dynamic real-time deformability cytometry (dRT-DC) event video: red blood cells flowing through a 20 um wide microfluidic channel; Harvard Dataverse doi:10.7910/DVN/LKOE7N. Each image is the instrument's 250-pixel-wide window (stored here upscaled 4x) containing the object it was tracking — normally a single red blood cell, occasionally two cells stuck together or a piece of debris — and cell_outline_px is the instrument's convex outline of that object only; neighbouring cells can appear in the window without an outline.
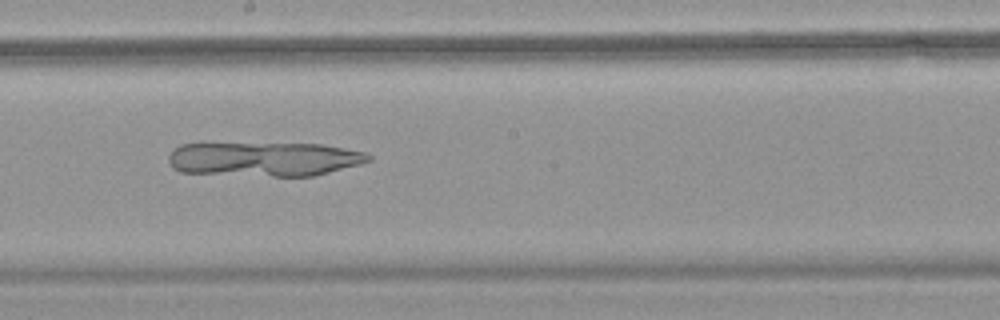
{"species": "common noctule bat (a hibernating species)", "species_latin": "Nyctalus noctula", "temperature_condition": "warm", "stored_images_in_passage": 56, "camera_frame_rate_fps": 3000, "um_per_image_px": 0.085, "animal": {"sex": "female", "body_mass_g": 18.4}, "frame": {"image": 1, "passage_image": 32, "time_ms": 10.333, "image_size_px": [1000, 320], "cell_outline_px": [[372, 160], [360, 164], [312, 176], [272, 176], [180, 172], [172, 168], [168, 160], [168, 156], [180, 144], [320, 144], [344, 148], [364, 152], [372, 156]], "centroid_in_image_um": [22.46, 13.53], "position_along_channel_um": 225.7, "area_um2": 39.54}}